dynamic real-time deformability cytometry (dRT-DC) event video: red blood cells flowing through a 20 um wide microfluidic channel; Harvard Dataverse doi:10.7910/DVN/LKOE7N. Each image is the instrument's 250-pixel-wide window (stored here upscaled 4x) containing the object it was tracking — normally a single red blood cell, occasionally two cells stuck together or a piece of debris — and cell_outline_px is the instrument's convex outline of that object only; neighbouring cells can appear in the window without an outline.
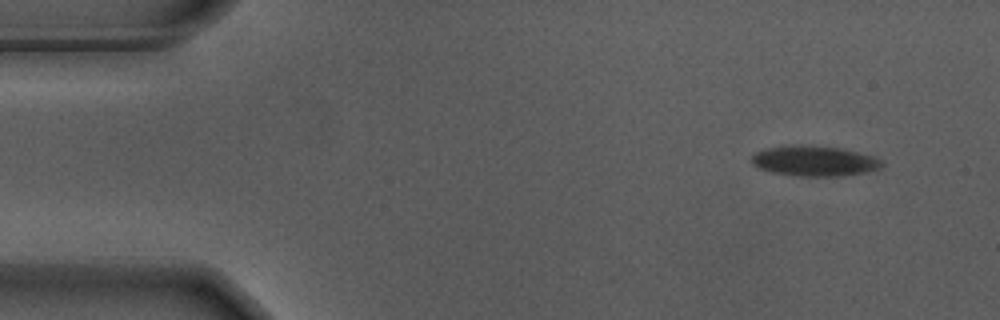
{"species": "Egyptian fruit bat (a non-hibernating species)", "species_latin": "Rousettus aegyptiacus", "temperature_condition": "warm", "stored_images_in_passage": 53, "segment_of_instrument_passage": [1, 2], "camera_frame_rate_fps": 3000, "um_per_image_px": 0.085, "animal": {"sex": "male"}, "frame": {"image": 1, "passage_image": 1, "time_ms": 0.0, "image_size_px": [1000, 320], "cell_outline_px": [[884, 164], [880, 168], [864, 172], [840, 176], [800, 176], [772, 172], [760, 168], [752, 164], [752, 156], [756, 152], [768, 148], [836, 148], [856, 152], [872, 156], [880, 160]], "centroid_in_image_um": [69.25, 13.74], "position_along_channel_um": 15.8, "area_um2": 21.56}}
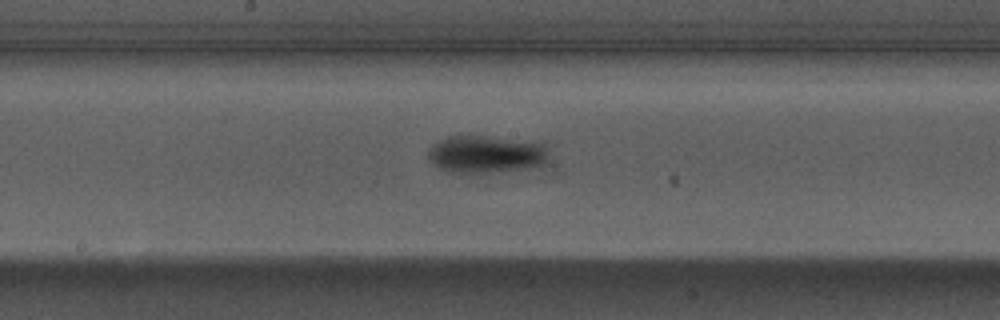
{"frame": {"image": 2, "passage_image": 25, "time_ms": 8.0, "image_size_px": [1000, 320], "cell_outline_px": [[544, 164], [524, 168], [472, 176], [444, 172], [432, 164], [428, 160], [428, 148], [440, 140], [448, 136], [480, 136], [544, 144]], "centroid_in_image_um": [41.12, 13.18], "position_along_channel_um": 207.1, "area_um2": 26.41}}
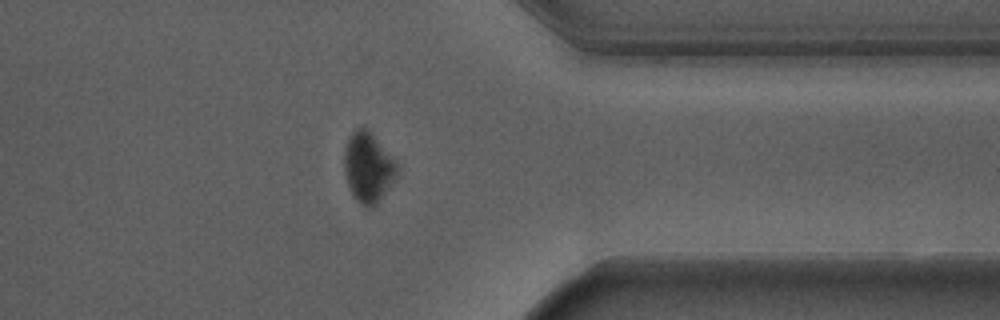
{"frame": {"image": 3, "passage_image": 40, "time_ms": 13.0, "image_size_px": [1000, 320], "cell_outline_px": [[396, 176], [384, 192], [368, 208], [360, 204], [356, 200], [348, 184], [344, 172], [344, 152], [348, 140], [352, 132], [356, 128], [368, 128], [396, 164]], "centroid_in_image_um": [31.23, 14.19], "position_along_channel_um": 380.2, "area_um2": 20.52}}